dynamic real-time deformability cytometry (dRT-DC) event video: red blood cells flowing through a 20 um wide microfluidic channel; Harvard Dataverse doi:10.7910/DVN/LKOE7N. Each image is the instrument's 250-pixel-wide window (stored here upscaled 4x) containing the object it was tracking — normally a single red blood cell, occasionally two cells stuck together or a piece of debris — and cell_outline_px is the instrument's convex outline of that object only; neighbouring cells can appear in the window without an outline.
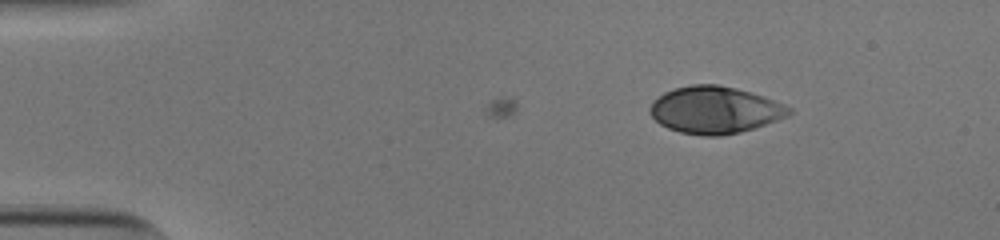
{"species": "human", "species_latin": "Homo sapiens", "temperature_condition": "cold", "stored_images_in_passage": 15, "camera_frame_rate_fps": 3000, "um_per_image_px": 0.085, "donor": {"sex": "male"}, "frame": {"image": 1, "passage_image": 15, "time_ms": 4.667, "image_size_px": [1000, 240], "cell_outline_px": [[792, 112], [788, 116], [740, 132], [720, 136], [704, 136], [680, 132], [668, 128], [660, 124], [648, 112], [648, 108], [652, 100], [664, 92], [676, 88], [692, 84], [716, 84], [736, 88], [764, 96], [784, 104], [792, 108]], "centroid_in_image_um": [60.73, 9.34], "position_along_channel_um": 24.3, "area_um2": 38.15}}